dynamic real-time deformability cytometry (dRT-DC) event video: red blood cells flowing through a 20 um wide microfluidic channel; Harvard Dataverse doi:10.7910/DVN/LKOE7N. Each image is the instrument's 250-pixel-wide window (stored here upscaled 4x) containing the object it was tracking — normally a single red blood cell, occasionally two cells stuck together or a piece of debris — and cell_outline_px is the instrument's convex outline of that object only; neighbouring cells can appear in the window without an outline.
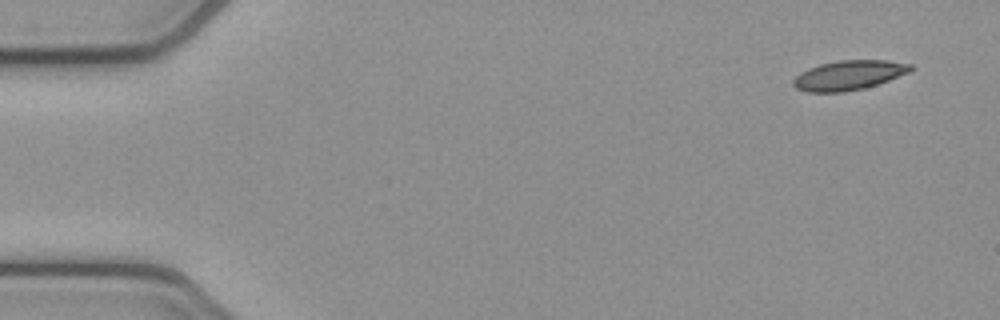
{"species": "common noctule bat (a hibernating species)", "species_latin": "Nyctalus noctula", "temperature_condition": "cold", "stored_images_in_passage": 6, "camera_frame_rate_fps": 3000, "um_per_image_px": 0.085, "animal": {"sex": "female", "body_mass_g": 21.9}, "frame": {"image": 1, "passage_image": 1, "time_ms": 0.0, "image_size_px": [1000, 320], "cell_outline_px": [[912, 68], [908, 72], [888, 80], [864, 88], [844, 92], [808, 92], [796, 88], [792, 84], [792, 80], [800, 72], [808, 68], [820, 64], [840, 60], [884, 60], [912, 64]], "centroid_in_image_um": [72.09, 6.39], "position_along_channel_um": 12.9, "area_um2": 20.06}}
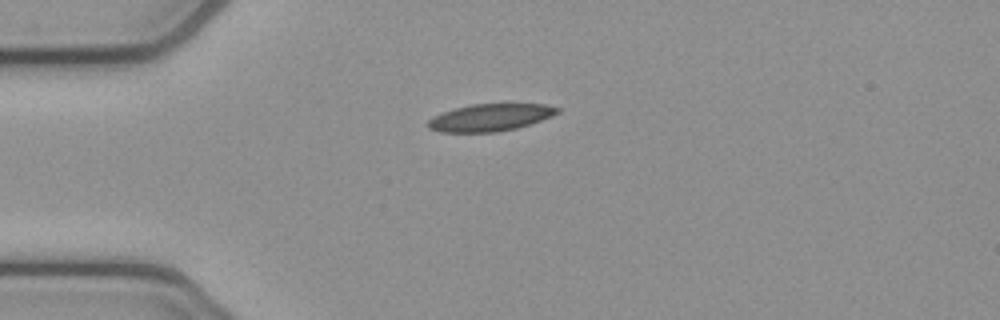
{"frame": {"image": 2, "passage_image": 4, "time_ms": 1.0, "image_size_px": [1000, 320], "cell_outline_px": [[560, 112], [552, 116], [516, 128], [496, 132], [440, 132], [428, 128], [428, 120], [432, 116], [456, 108], [472, 104], [544, 104], [560, 108]], "centroid_in_image_um": [41.66, 9.98], "position_along_channel_um": 43.3, "area_um2": 20.35}}
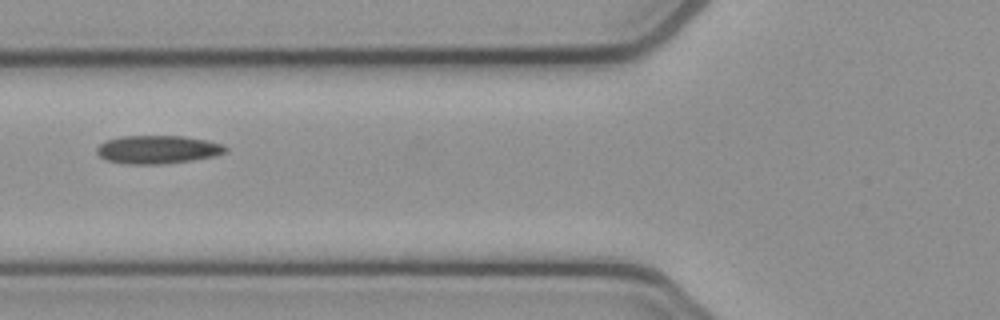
{"frame": {"image": 3, "passage_image": 6, "time_ms": 1.667, "image_size_px": [1000, 320], "cell_outline_px": [[228, 148], [224, 152], [216, 156], [192, 160], [160, 164], [128, 164], [108, 160], [100, 156], [96, 152], [96, 148], [100, 144], [108, 140], [120, 136], [184, 136], [208, 140], [224, 144]], "centroid_in_image_um": [13.43, 12.7], "position_along_channel_um": 112.4, "area_um2": 21.15}}